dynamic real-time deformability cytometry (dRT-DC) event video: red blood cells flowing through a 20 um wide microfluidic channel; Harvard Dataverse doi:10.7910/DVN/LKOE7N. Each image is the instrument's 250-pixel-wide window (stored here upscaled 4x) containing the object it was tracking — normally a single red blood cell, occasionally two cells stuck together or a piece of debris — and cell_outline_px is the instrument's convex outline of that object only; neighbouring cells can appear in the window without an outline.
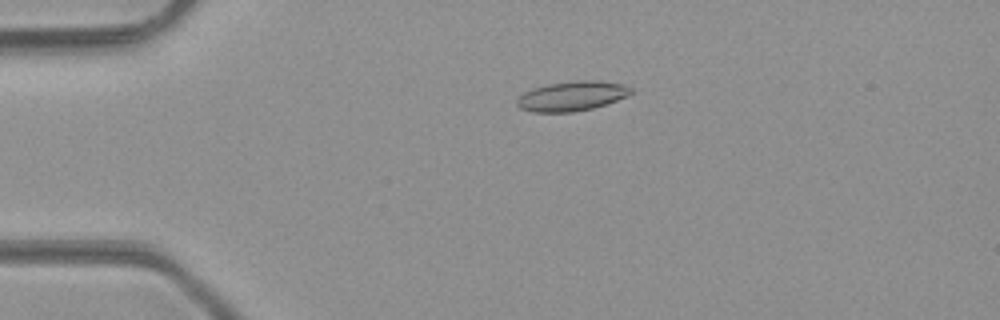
{"species": "common noctule bat (a hibernating species)", "species_latin": "Nyctalus noctula", "temperature_condition": "room temperature", "stored_images_in_passage": 49, "camera_frame_rate_fps": 3000, "um_per_image_px": 0.085, "animal": {"sex": "male", "body_mass_g": 23.1, "forearm_length_mm": 52.7}, "frame": {"image": 1, "passage_image": 11, "time_ms": 3.333, "image_size_px": [1000, 320], "cell_outline_px": [[632, 92], [616, 100], [592, 108], [572, 112], [532, 112], [520, 108], [516, 104], [516, 100], [524, 92], [532, 88], [548, 84], [576, 80], [596, 80], [624, 84], [632, 88]], "centroid_in_image_um": [48.57, 8.16], "position_along_channel_um": 36.4, "area_um2": 19.59}}
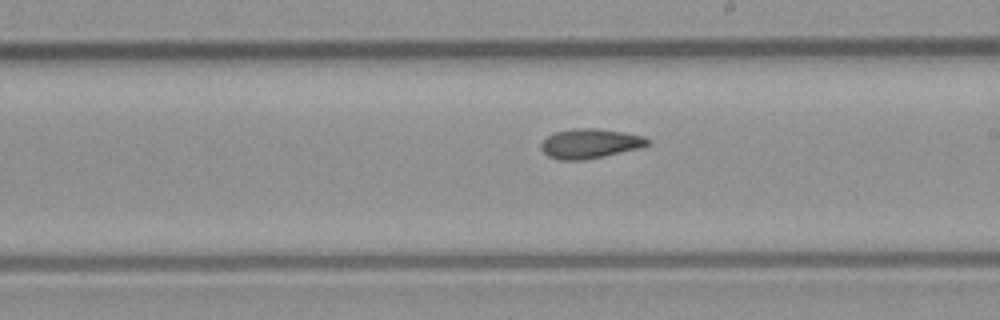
{"frame": {"image": 2, "passage_image": 28, "time_ms": 9.0, "image_size_px": [1000, 320], "cell_outline_px": [[648, 144], [640, 148], [604, 156], [584, 160], [560, 160], [548, 156], [540, 148], [540, 144], [548, 136], [556, 132], [572, 128], [596, 128], [624, 132], [644, 136], [648, 140]], "centroid_in_image_um": [50.13, 12.2], "position_along_channel_um": 238.9, "area_um2": 18.32}}
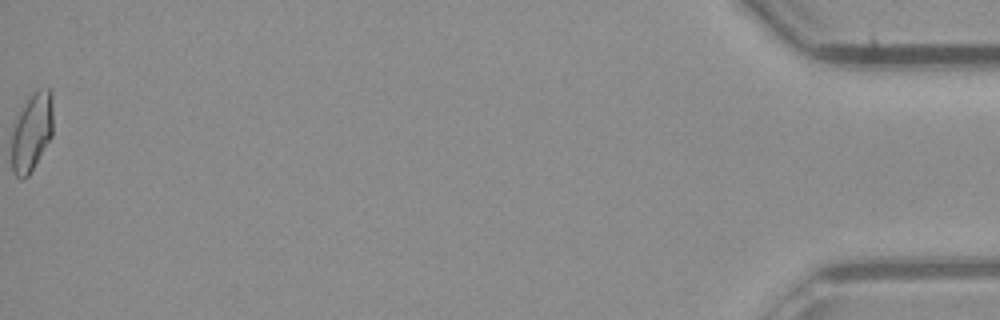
{"frame": {"image": 3, "passage_image": 49, "time_ms": 16.0, "image_size_px": [1000, 320], "cell_outline_px": [[52, 136], [28, 176], [24, 180], [20, 180], [12, 172], [12, 132], [20, 108], [28, 96], [40, 88], [48, 88], [52, 92]], "centroid_in_image_um": [2.69, 11.21], "position_along_channel_um": 432.5, "area_um2": 19.07}, "authors_computed_cell_mechanics": {"area_um2": 18.3804, "velocity_mm_per_s": 4.2711, "shape_relaxation_time_tau1_ms": 10.4817, "shape_relaxation_time_tau2_ms": 2.0836, "deformation_change_tau1": 0.2255, "deformation_change_tau2": 0.0795}}